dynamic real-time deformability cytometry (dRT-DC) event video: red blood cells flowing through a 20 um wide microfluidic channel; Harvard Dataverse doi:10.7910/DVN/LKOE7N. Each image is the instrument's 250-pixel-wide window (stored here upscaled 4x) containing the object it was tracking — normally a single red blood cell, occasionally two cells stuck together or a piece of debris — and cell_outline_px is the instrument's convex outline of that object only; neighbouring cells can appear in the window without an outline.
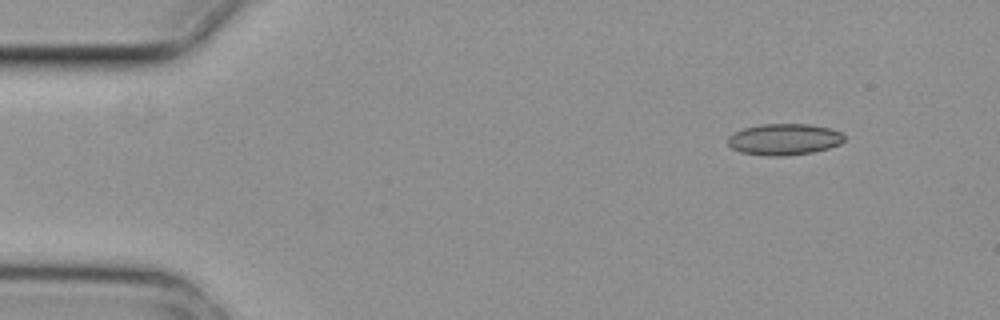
{"species": "common noctule bat (a hibernating species)", "species_latin": "Nyctalus noctula", "temperature_condition": "cold", "stored_images_in_passage": 6, "camera_frame_rate_fps": 3000, "um_per_image_px": 0.085, "animal": {"sex": "female", "body_mass_g": 29.2, "forearm_length_mm": 56.3}, "frame": {"image": 1, "passage_image": 1, "time_ms": 0.0, "image_size_px": [1000, 320], "cell_outline_px": [[844, 140], [840, 144], [828, 148], [812, 152], [784, 156], [764, 156], [740, 152], [732, 148], [728, 144], [728, 136], [744, 128], [760, 124], [808, 124], [828, 128], [840, 132], [844, 136]], "centroid_in_image_um": [66.63, 11.85], "position_along_channel_um": 18.4, "area_um2": 21.21}}
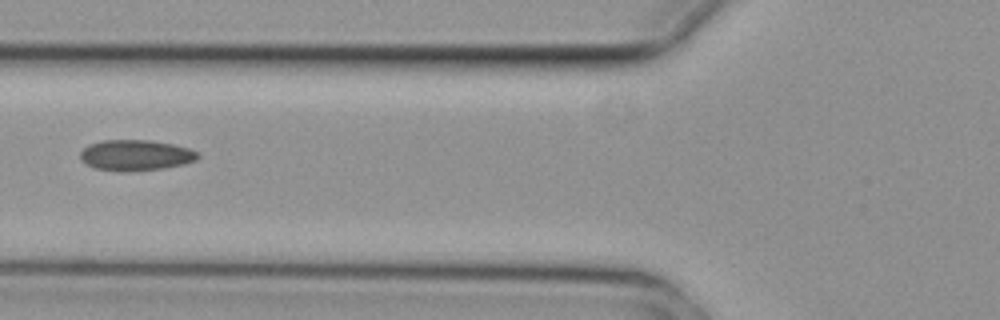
{"frame": {"image": 2, "passage_image": 5, "time_ms": 1.333, "image_size_px": [1000, 320], "cell_outline_px": [[200, 156], [196, 160], [184, 164], [160, 168], [120, 172], [96, 168], [80, 160], [80, 152], [88, 144], [104, 140], [152, 140], [172, 144], [188, 148], [196, 152]], "centroid_in_image_um": [11.51, 13.18], "position_along_channel_um": 114.3, "area_um2": 20.92}}
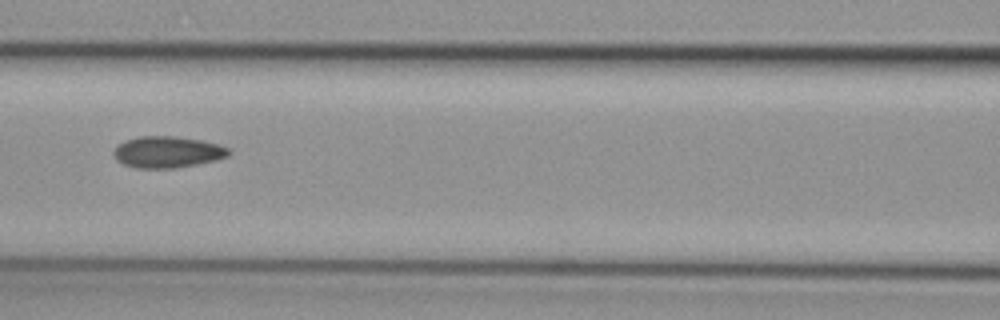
{"frame": {"image": 3, "passage_image": 6, "time_ms": 1.667, "image_size_px": [1000, 320], "cell_outline_px": [[232, 152], [228, 156], [216, 160], [176, 168], [136, 168], [124, 164], [116, 160], [112, 152], [116, 144], [140, 136], [176, 136], [200, 140], [220, 144], [228, 148]], "centroid_in_image_um": [14.23, 12.92], "position_along_channel_um": 152.4, "area_um2": 21.21}}